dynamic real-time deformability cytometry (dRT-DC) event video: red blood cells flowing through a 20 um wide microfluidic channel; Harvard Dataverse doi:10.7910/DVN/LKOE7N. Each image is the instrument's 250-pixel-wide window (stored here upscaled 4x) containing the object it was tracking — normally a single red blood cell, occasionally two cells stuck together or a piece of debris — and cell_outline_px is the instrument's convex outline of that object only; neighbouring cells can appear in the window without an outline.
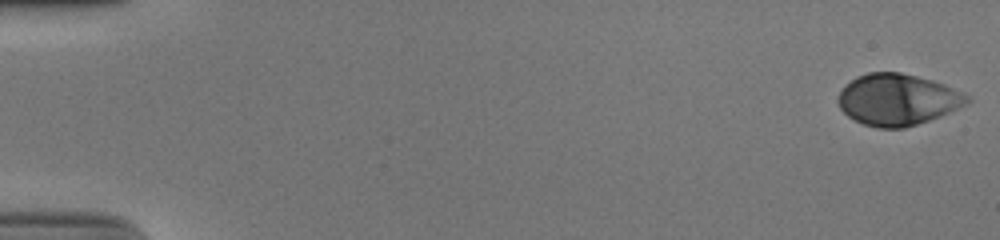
{"species": "human", "species_latin": "Homo sapiens", "temperature_condition": "cold", "stored_images_in_passage": 53, "camera_frame_rate_fps": 3000, "um_per_image_px": 0.085, "donor": {"sex": "male"}, "frame": {"image": 1, "passage_image": 1, "time_ms": 0.0, "image_size_px": [1000, 240], "cell_outline_px": [[972, 100], [940, 116], [904, 128], [876, 128], [864, 124], [848, 116], [840, 108], [836, 100], [836, 96], [844, 84], [856, 76], [868, 72], [900, 72], [932, 80], [944, 84], [964, 92]], "centroid_in_image_um": [76.24, 8.45], "position_along_channel_um": 8.8, "area_um2": 38.73}}
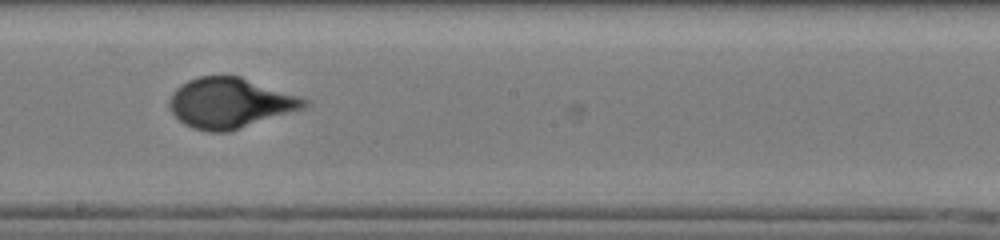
{"frame": {"image": 2, "passage_image": 31, "time_ms": 10.0, "image_size_px": [1000, 240], "cell_outline_px": [[308, 104], [304, 108], [228, 132], [208, 132], [192, 128], [184, 124], [168, 108], [168, 100], [172, 92], [180, 84], [188, 80], [200, 76], [240, 76], [308, 100]], "centroid_in_image_um": [19.48, 8.76], "position_along_channel_um": 228.7, "area_um2": 39.19}}
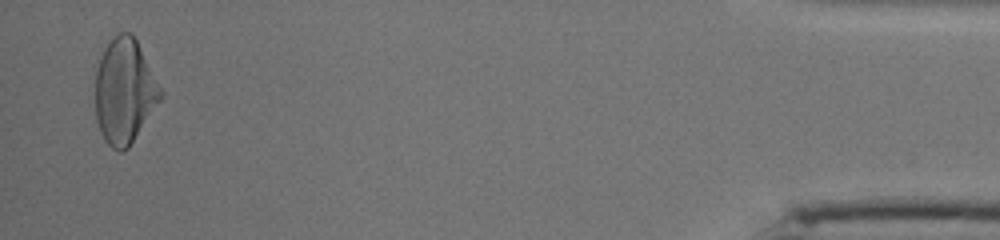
{"frame": {"image": 3, "passage_image": 52, "time_ms": 17.0, "image_size_px": [1000, 240], "cell_outline_px": [[164, 96], [128, 148], [124, 152], [120, 152], [112, 148], [104, 140], [100, 132], [96, 120], [96, 72], [104, 48], [120, 32], [132, 32], [164, 92]], "centroid_in_image_um": [10.6, 7.79], "position_along_channel_um": 424.6, "area_um2": 39.82}, "authors_computed_cell_mechanics": {"area_um2": 38.4948, "velocity_mm_per_s": 3.8903, "shape_relaxation_time_tau1_ms": 4.3599, "shape_relaxation_time_tau2_ms": null, "deformation_change_tau1": 0.1997, "deformation_change_tau2": null}}